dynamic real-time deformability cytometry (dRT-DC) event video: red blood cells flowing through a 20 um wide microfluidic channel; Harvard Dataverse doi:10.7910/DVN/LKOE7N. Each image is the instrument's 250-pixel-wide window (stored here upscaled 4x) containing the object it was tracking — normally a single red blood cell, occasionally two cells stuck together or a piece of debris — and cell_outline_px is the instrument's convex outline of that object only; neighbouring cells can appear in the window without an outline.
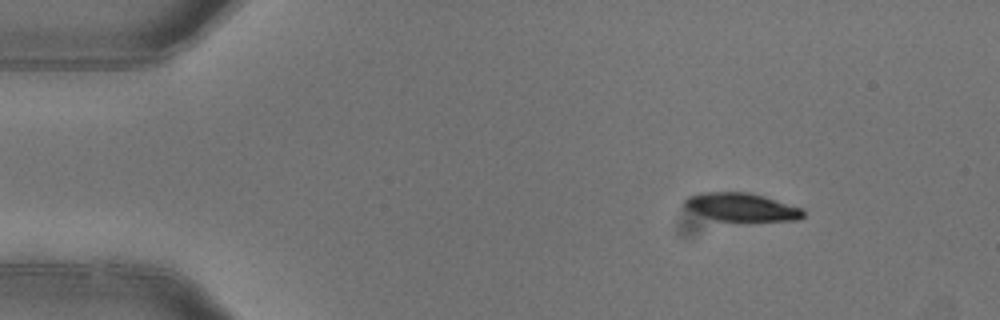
{"species": "common noctule bat (a hibernating species)", "species_latin": "Nyctalus noctula", "temperature_condition": "warm", "stored_images_in_passage": 3, "camera_frame_rate_fps": 3000, "um_per_image_px": 0.085, "animal": {"sex": "female"}, "frame": {"image": 1, "passage_image": 1, "time_ms": 0.0, "image_size_px": [1000, 320], "cell_outline_px": [[804, 216], [796, 220], [716, 220], [704, 216], [684, 208], [684, 200], [688, 196], [700, 192], [752, 192], [804, 208]], "centroid_in_image_um": [63.02, 17.58], "position_along_channel_um": 22.0, "area_um2": 19.48}}
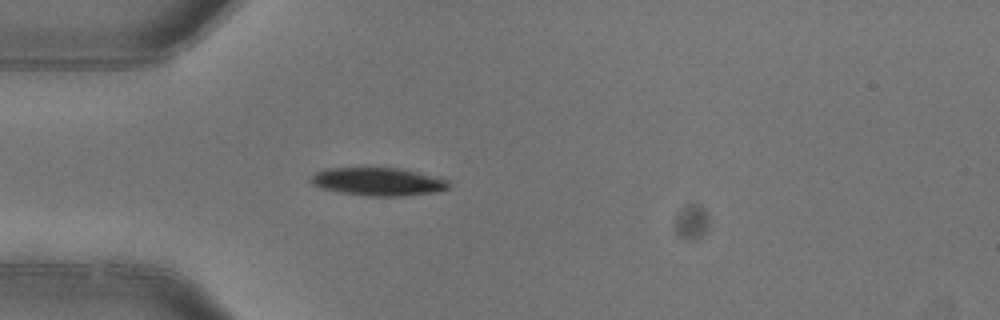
{"frame": {"image": 2, "passage_image": 3, "time_ms": 0.667, "image_size_px": [1000, 320], "cell_outline_px": [[448, 188], [440, 192], [404, 196], [368, 196], [340, 192], [324, 188], [312, 184], [308, 180], [316, 172], [324, 168], [400, 168], [448, 180]], "centroid_in_image_um": [32.13, 15.44], "position_along_channel_um": 52.9, "area_um2": 22.43}}